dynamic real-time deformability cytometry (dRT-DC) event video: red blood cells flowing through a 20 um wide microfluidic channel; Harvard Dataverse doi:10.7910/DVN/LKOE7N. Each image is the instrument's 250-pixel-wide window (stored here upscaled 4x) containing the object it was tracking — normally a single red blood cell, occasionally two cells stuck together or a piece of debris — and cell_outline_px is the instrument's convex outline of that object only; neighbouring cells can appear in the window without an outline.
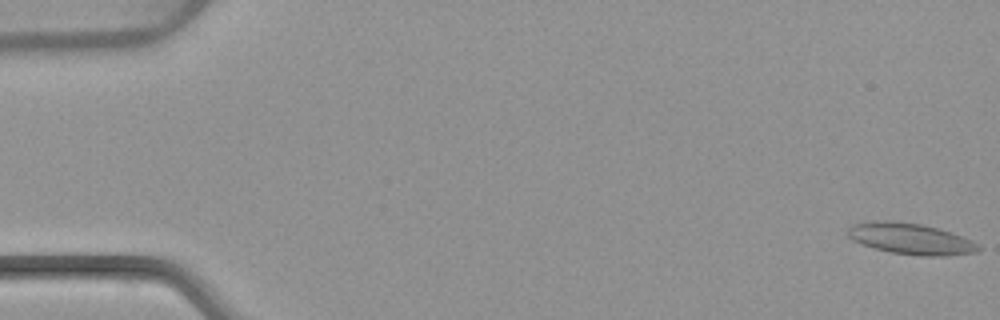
{"species": "common noctule bat (a hibernating species)", "species_latin": "Nyctalus noctula", "temperature_condition": "warm", "stored_images_in_passage": 7, "camera_frame_rate_fps": 3000, "um_per_image_px": 0.085, "animal": {"sex": "female", "body_mass_g": 22.7, "forearm_length_mm": 54.2}, "frame": {"image": 1, "passage_image": 1, "time_ms": 0.0, "image_size_px": [1000, 320], "cell_outline_px": [[980, 248], [976, 252], [944, 256], [920, 256], [892, 252], [876, 248], [852, 240], [848, 236], [848, 228], [852, 224], [864, 220], [896, 220], [920, 224], [940, 228], [972, 240]], "centroid_in_image_um": [77.37, 20.27], "position_along_channel_um": 7.6, "area_um2": 23.81}}
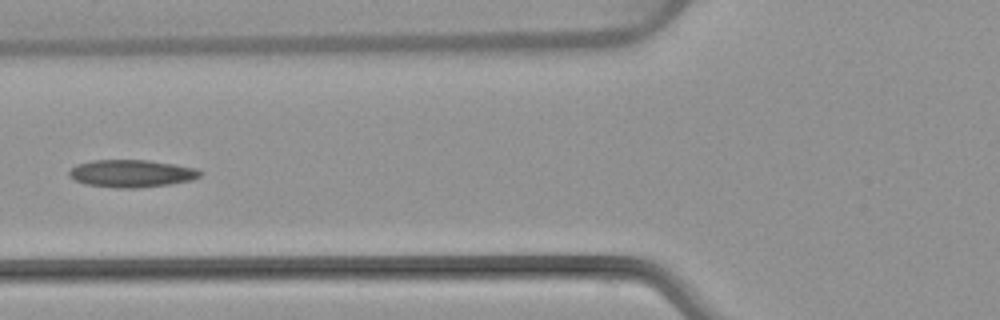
{"frame": {"image": 2, "passage_image": 6, "time_ms": 6.667, "image_size_px": [1000, 320], "cell_outline_px": [[204, 172], [200, 176], [192, 180], [168, 184], [136, 188], [116, 188], [84, 184], [68, 176], [68, 172], [76, 164], [92, 160], [148, 160], [176, 164], [196, 168]], "centroid_in_image_um": [11.18, 14.74], "position_along_channel_um": 114.6, "area_um2": 21.1}}
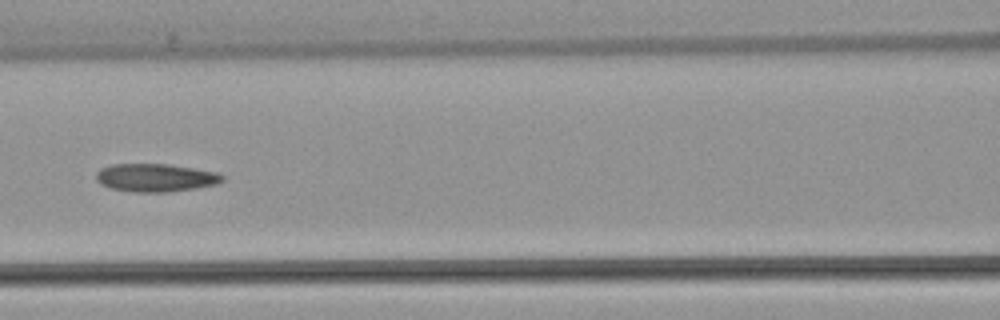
{"frame": {"image": 3, "passage_image": 7, "time_ms": 7.667, "image_size_px": [1000, 320], "cell_outline_px": [[224, 180], [216, 184], [196, 188], [168, 192], [132, 192], [112, 188], [100, 184], [96, 180], [96, 172], [100, 168], [112, 164], [168, 164], [220, 172], [224, 176]], "centroid_in_image_um": [13.23, 15.1], "position_along_channel_um": 153.4, "area_um2": 20.81}}